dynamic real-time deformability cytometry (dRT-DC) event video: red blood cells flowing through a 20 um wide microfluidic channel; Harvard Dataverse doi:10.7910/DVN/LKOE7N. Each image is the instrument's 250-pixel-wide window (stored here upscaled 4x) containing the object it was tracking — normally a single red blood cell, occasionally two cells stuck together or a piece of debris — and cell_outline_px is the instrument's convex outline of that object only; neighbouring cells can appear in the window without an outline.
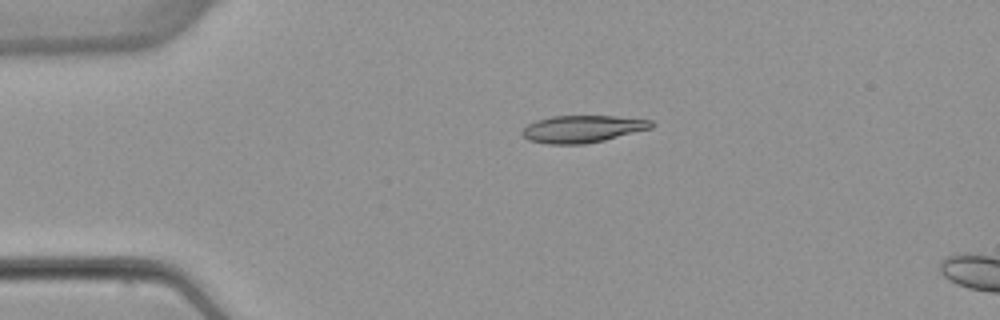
{"species": "common noctule bat (a hibernating species)", "species_latin": "Nyctalus noctula", "temperature_condition": "warm", "stored_images_in_passage": 4, "camera_frame_rate_fps": 3000, "um_per_image_px": 0.085, "animal": {"sex": "female", "body_mass_g": 22.7, "forearm_length_mm": 54.2}, "frame": {"image": 1, "passage_image": 2, "time_ms": 1.333, "image_size_px": [1000, 320], "cell_outline_px": [[656, 124], [652, 128], [604, 140], [584, 144], [548, 144], [528, 140], [520, 132], [528, 124], [536, 120], [552, 116], [616, 116], [652, 120]], "centroid_in_image_um": [49.52, 10.96], "position_along_channel_um": 35.5, "area_um2": 20.52}}